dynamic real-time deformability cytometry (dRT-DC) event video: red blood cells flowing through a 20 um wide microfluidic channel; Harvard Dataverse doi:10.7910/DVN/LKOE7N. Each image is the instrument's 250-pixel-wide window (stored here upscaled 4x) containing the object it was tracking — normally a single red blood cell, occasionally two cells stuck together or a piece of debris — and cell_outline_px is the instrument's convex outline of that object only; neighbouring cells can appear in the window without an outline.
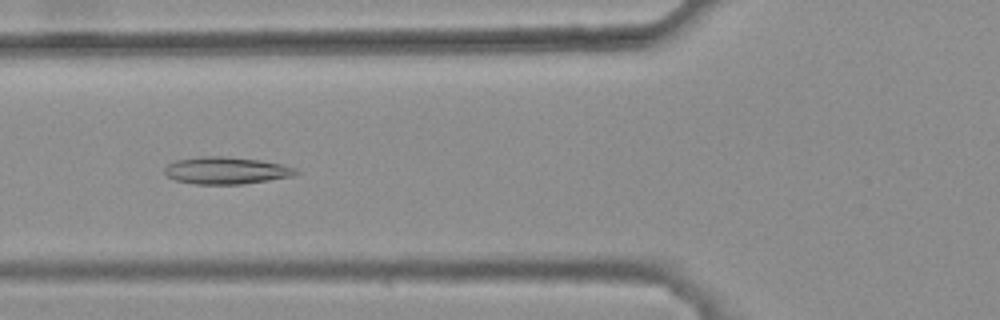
{"species": "common noctule bat (a hibernating species)", "species_latin": "Nyctalus noctula", "temperature_condition": "warm", "stored_images_in_passage": 44, "camera_frame_rate_fps": 3000, "um_per_image_px": 0.085, "animal": {"sex": "female", "body_mass_g": 25.1}, "frame": {"image": 1, "passage_image": 19, "time_ms": 6.0, "image_size_px": [1000, 320], "cell_outline_px": [[300, 172], [292, 176], [244, 184], [196, 184], [176, 180], [168, 176], [164, 172], [164, 168], [168, 164], [176, 160], [200, 156], [228, 156], [260, 160], [280, 164], [296, 168]], "centroid_in_image_um": [19.22, 14.48], "position_along_channel_um": 106.6, "area_um2": 20.75}}
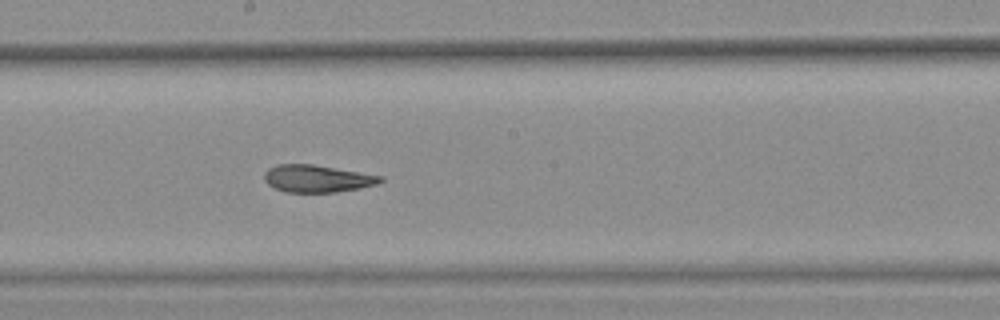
{"frame": {"image": 2, "passage_image": 28, "time_ms": 9.0, "image_size_px": [1000, 320], "cell_outline_px": [[384, 180], [380, 184], [360, 188], [336, 192], [284, 192], [268, 184], [264, 180], [264, 172], [268, 168], [276, 164], [312, 164], [384, 176]], "centroid_in_image_um": [26.98, 15.18], "position_along_channel_um": 221.2, "area_um2": 18.61}}
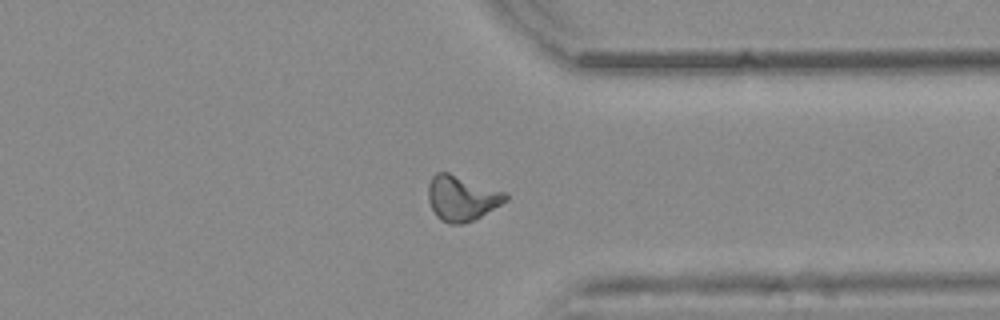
{"frame": {"image": 3, "passage_image": 40, "time_ms": 13.0, "image_size_px": [1000, 320], "cell_outline_px": [[508, 200], [480, 216], [464, 224], [448, 224], [440, 220], [436, 216], [428, 200], [428, 184], [432, 176], [436, 172], [448, 172], [508, 192]], "centroid_in_image_um": [39.25, 16.83], "position_along_channel_um": 372.2, "area_um2": 20.52}, "authors_computed_cell_mechanics": {"area_um2": 19.7387, "velocity_mm_per_s": 3.8282, "shape_relaxation_time_tau1_ms": null, "shape_relaxation_time_tau2_ms": 2.2597, "deformation_change_tau1": null, "deformation_change_tau2": 0.0954}}